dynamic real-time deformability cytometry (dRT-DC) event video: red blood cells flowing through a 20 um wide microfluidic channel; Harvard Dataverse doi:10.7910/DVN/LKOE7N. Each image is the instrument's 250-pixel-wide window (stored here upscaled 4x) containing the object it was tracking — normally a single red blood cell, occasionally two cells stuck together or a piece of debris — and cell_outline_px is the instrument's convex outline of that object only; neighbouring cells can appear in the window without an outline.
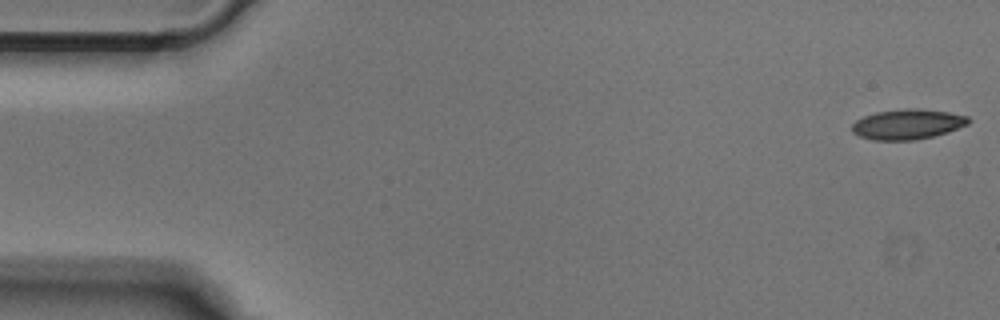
{"species": "Egyptian fruit bat (a non-hibernating species)", "species_latin": "Rousettus aegyptiacus", "temperature_condition": "cold", "stored_images_in_passage": 7, "camera_frame_rate_fps": 3000, "um_per_image_px": 0.085, "animal": {"sex": "male"}, "frame": {"image": 1, "passage_image": 1, "time_ms": 0.0, "image_size_px": [1000, 320], "cell_outline_px": [[972, 120], [968, 124], [948, 132], [916, 140], [872, 140], [860, 136], [852, 132], [852, 124], [856, 120], [864, 116], [876, 112], [908, 108], [916, 108], [948, 112], [968, 116]], "centroid_in_image_um": [77.15, 10.56], "position_along_channel_um": 7.9, "area_um2": 20.46}}